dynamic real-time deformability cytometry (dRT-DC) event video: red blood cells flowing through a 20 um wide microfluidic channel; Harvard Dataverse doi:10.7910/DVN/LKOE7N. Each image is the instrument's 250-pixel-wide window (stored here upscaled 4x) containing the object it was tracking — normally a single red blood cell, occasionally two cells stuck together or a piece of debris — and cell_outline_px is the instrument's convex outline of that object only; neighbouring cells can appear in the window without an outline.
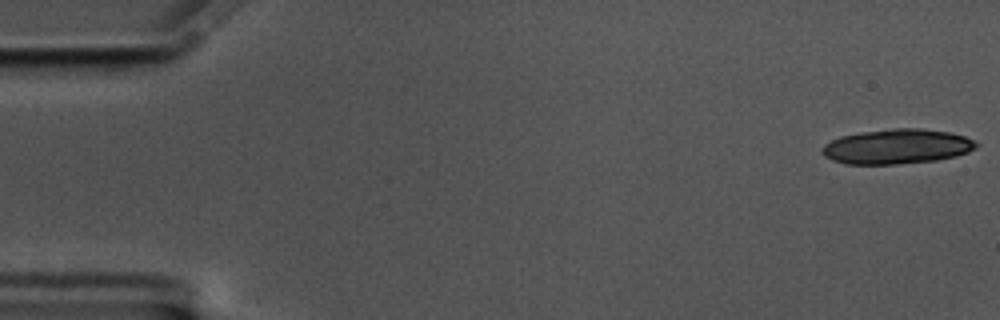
{"species": "common noctule bat (a hibernating species)", "species_latin": "Nyctalus noctula", "temperature_condition": "cold", "stored_images_in_passage": 19, "camera_frame_rate_fps": 3000, "um_per_image_px": 0.085, "animal": {"sex": "male", "body_mass_g": 17.5, "forearm_length_mm": 52.3}, "frame": {"image": 1, "passage_image": 1, "time_ms": 0.0, "image_size_px": [1000, 320], "cell_outline_px": [[980, 144], [976, 148], [968, 152], [956, 156], [936, 160], [896, 164], [844, 164], [832, 160], [824, 156], [820, 152], [820, 148], [824, 144], [840, 136], [860, 132], [892, 128], [920, 128], [948, 132], [964, 136], [976, 140]], "centroid_in_image_um": [76.23, 12.45], "position_along_channel_um": 8.8, "area_um2": 31.56}}